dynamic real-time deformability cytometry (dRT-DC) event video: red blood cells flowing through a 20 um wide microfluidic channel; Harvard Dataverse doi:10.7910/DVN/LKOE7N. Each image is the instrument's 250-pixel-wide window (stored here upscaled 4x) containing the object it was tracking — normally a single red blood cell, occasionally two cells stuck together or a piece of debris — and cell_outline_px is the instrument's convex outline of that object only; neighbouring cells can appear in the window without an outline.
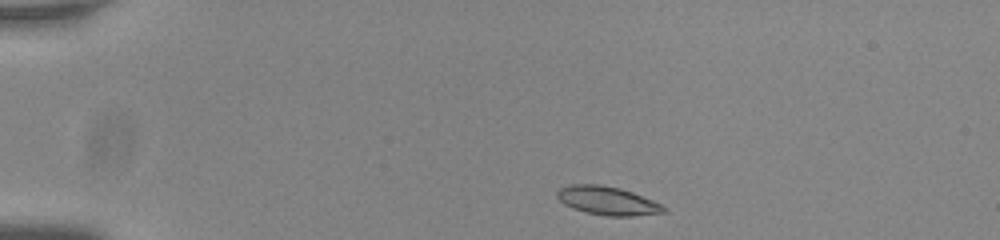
{"species": "common noctule bat (a hibernating species)", "species_latin": "Nyctalus noctula", "temperature_condition": "room temperature", "stored_images_in_passage": 12, "camera_frame_rate_fps": 3000, "um_per_image_px": 0.085, "animal": {"sex": "male", "body_mass_g": 20.0, "forearm_length_mm": 53.3}, "frame": {"image": 1, "passage_image": 1, "time_ms": 0.0, "image_size_px": [1000, 240], "cell_outline_px": [[668, 212], [632, 216], [608, 216], [588, 212], [572, 208], [564, 204], [556, 196], [556, 192], [560, 188], [572, 184], [600, 184], [620, 188], [632, 192], [652, 200], [668, 208]], "centroid_in_image_um": [51.65, 17.06], "position_along_channel_um": 33.4, "area_um2": 17.69}}
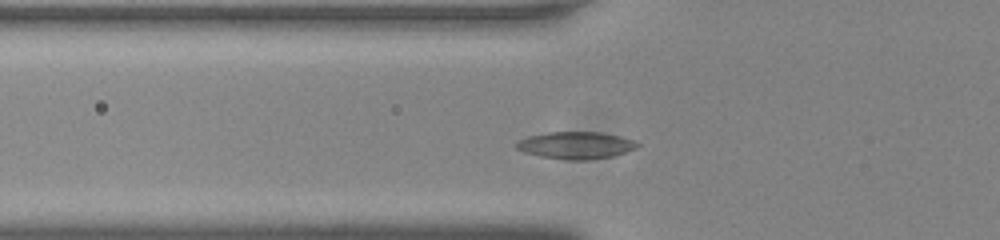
{"frame": {"image": 2, "passage_image": 10, "time_ms": 3.0, "image_size_px": [1000, 240], "cell_outline_px": [[640, 144], [636, 148], [612, 156], [588, 160], [568, 160], [540, 156], [524, 152], [516, 148], [516, 140], [528, 136], [548, 132], [600, 132], [620, 136], [632, 140]], "centroid_in_image_um": [48.91, 12.34], "position_along_channel_um": 76.9, "area_um2": 19.07}}